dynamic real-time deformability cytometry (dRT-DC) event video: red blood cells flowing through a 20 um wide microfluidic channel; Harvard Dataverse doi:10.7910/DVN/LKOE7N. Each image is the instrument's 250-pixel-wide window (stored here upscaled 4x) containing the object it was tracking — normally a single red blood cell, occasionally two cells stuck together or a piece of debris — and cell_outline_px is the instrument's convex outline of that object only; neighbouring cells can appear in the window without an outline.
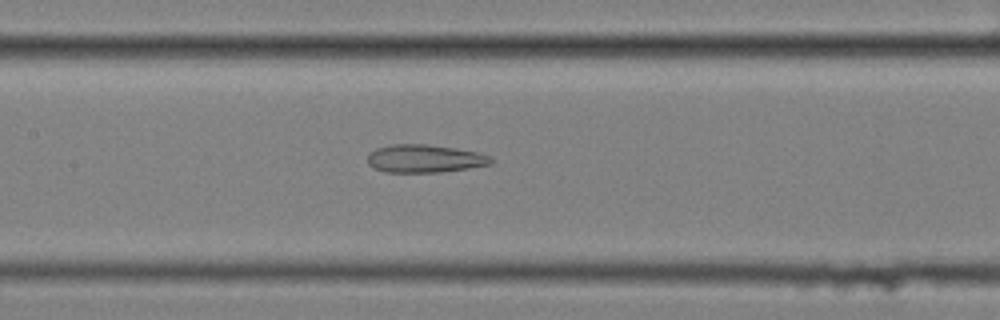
{"species": "common noctule bat (a hibernating species)", "species_latin": "Nyctalus noctula", "temperature_condition": "cold", "stored_images_in_passage": 42, "camera_frame_rate_fps": 3000, "um_per_image_px": 0.085, "animal": {"sex": "female", "body_mass_g": 25.1}, "frame": {"image": 1, "passage_image": 22, "time_ms": 7.0, "image_size_px": [1000, 320], "cell_outline_px": [[492, 164], [468, 168], [440, 172], [384, 172], [368, 164], [368, 152], [376, 148], [392, 144], [428, 144], [456, 148], [476, 152], [492, 156]], "centroid_in_image_um": [36.09, 13.47], "position_along_channel_um": 171.3, "area_um2": 20.17}}
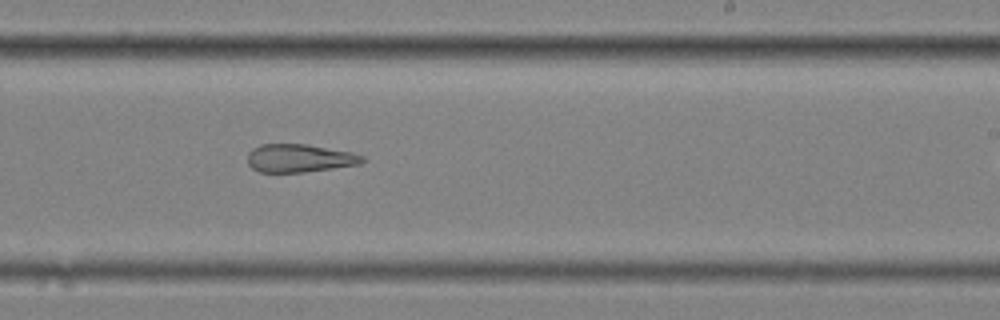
{"frame": {"image": 2, "passage_image": 30, "time_ms": 9.667, "image_size_px": [1000, 320], "cell_outline_px": [[364, 160], [360, 164], [304, 172], [260, 172], [252, 168], [248, 164], [248, 152], [252, 148], [260, 144], [308, 144], [352, 152], [364, 156]], "centroid_in_image_um": [25.44, 13.44], "position_along_channel_um": 263.6, "area_um2": 18.84}}
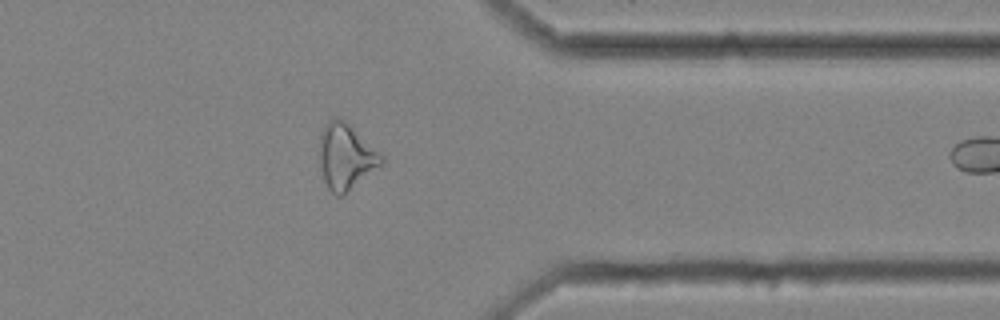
{"frame": {"image": 3, "passage_image": 41, "time_ms": 13.333, "image_size_px": [1000, 320], "cell_outline_px": [[384, 160], [380, 164], [344, 196], [336, 196], [328, 188], [324, 180], [320, 156], [320, 136], [324, 124], [332, 116], [340, 116], [384, 156]], "centroid_in_image_um": [29.38, 13.28], "position_along_channel_um": 382.0, "area_um2": 23.47}}